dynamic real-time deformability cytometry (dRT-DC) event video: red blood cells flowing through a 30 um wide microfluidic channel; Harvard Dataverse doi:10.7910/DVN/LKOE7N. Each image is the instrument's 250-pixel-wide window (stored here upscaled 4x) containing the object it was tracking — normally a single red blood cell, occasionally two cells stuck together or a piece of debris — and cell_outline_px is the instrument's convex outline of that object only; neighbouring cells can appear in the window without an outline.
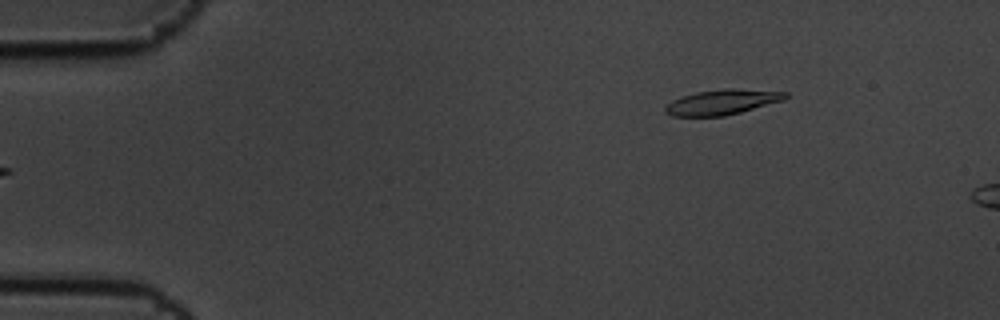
{"species": "common noctule bat (a hibernating species)", "species_latin": "Nyctalus noctula", "temperature_condition": "cold", "stored_images_in_passage": 3, "camera_frame_rate_fps": 3000, "um_per_image_px": 0.085, "animal": {"sex": "male", "body_mass_g": 19.5, "forearm_length_mm": 54.6}, "frame": {"image": 1, "passage_image": 3, "time_ms": 0.667, "image_size_px": [1000, 320], "cell_outline_px": [[788, 96], [784, 100], [740, 112], [724, 116], [672, 116], [664, 112], [664, 108], [672, 100], [680, 96], [696, 92], [724, 88], [732, 88], [788, 92]], "centroid_in_image_um": [61.36, 8.67], "position_along_channel_um": 23.6, "area_um2": 17.63}}